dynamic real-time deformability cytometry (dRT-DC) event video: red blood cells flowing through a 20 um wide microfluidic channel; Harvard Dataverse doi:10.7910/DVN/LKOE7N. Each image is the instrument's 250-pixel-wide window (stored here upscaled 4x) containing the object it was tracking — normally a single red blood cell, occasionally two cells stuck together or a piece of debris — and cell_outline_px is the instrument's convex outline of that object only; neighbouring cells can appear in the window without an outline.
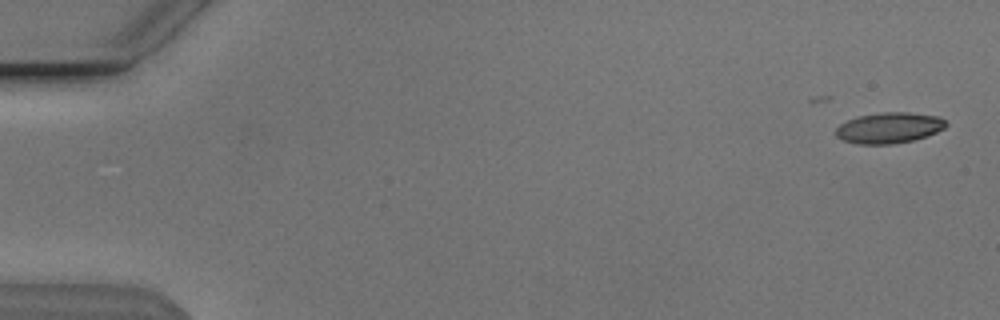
{"species": "Egyptian fruit bat (a non-hibernating species)", "species_latin": "Rousettus aegyptiacus", "temperature_condition": "cold", "stored_images_in_passage": 15, "camera_frame_rate_fps": 3000, "um_per_image_px": 0.085, "animal": {"sex": "male"}, "frame": {"image": 1, "passage_image": 1, "time_ms": 0.0, "image_size_px": [1000, 320], "cell_outline_px": [[948, 124], [944, 128], [936, 132], [912, 140], [892, 144], [856, 144], [844, 140], [836, 136], [836, 128], [840, 124], [856, 116], [880, 112], [908, 112], [940, 116]], "centroid_in_image_um": [75.56, 10.85], "position_along_channel_um": 9.4, "area_um2": 19.77}}
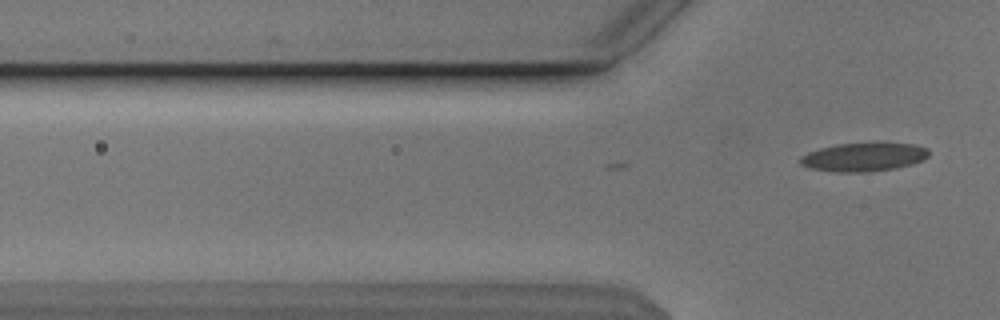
{"frame": {"image": 2, "passage_image": 15, "time_ms": 4.667, "image_size_px": [1000, 320], "cell_outline_px": [[928, 156], [924, 160], [912, 164], [896, 168], [868, 172], [836, 172], [808, 168], [800, 164], [800, 156], [808, 152], [820, 148], [836, 144], [916, 144], [928, 148]], "centroid_in_image_um": [73.4, 13.37], "position_along_channel_um": 52.4, "area_um2": 21.27}}